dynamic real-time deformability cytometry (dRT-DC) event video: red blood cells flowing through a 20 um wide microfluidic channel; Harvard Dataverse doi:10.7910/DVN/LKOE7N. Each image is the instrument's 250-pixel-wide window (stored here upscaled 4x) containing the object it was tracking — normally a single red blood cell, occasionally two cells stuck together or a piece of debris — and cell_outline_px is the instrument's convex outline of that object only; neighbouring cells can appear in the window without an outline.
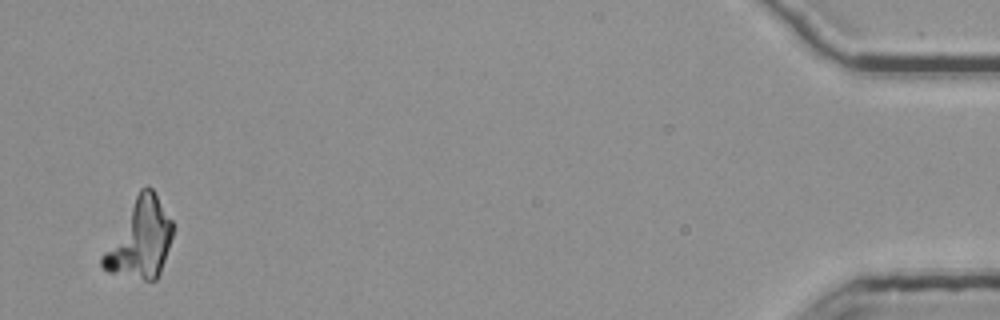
{"species": "common noctule bat (a hibernating species)", "species_latin": "Nyctalus noctula", "temperature_condition": "room temperature", "stored_images_in_passage": 60, "camera_frame_rate_fps": 3000, "um_per_image_px": 0.085, "animal": {"sex": "female", "body_mass_g": 25.1}, "frame": {"image": 1, "passage_image": 59, "time_ms": 19.333, "image_size_px": [1000, 320], "cell_outline_px": [[172, 236], [160, 272], [156, 280], [144, 280], [108, 272], [100, 264], [100, 256], [140, 188], [148, 184], [152, 188], [172, 220]], "centroid_in_image_um": [11.89, 20.31], "position_along_channel_um": 423.3, "area_um2": 31.79}}